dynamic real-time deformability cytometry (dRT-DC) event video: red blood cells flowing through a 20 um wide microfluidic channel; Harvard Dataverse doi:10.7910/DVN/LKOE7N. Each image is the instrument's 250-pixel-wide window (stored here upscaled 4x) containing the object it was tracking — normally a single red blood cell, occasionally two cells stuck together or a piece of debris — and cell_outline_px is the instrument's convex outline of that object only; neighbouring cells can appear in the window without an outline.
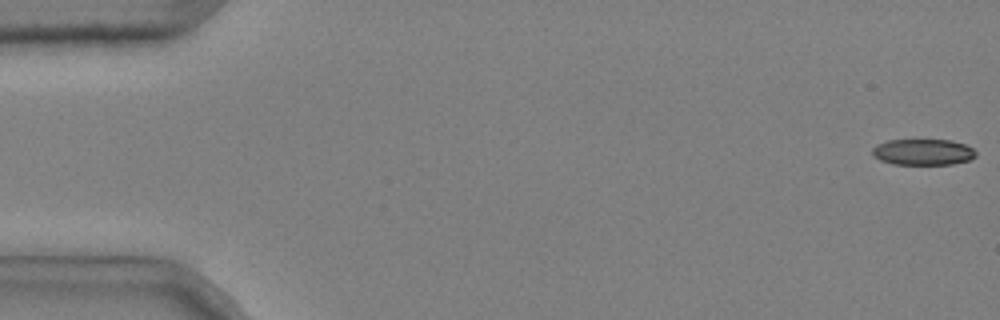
{"species": "common noctule bat (a hibernating species)", "species_latin": "Nyctalus noctula", "temperature_condition": "cold", "stored_images_in_passage": 9, "camera_frame_rate_fps": 3000, "um_per_image_px": 0.085, "animal": {"sex": "male", "body_mass_g": 20.4}, "frame": {"image": 1, "passage_image": 1, "time_ms": 0.0, "image_size_px": [1000, 320], "cell_outline_px": [[976, 156], [972, 160], [952, 164], [892, 164], [880, 160], [872, 156], [872, 148], [876, 144], [888, 140], [952, 140], [964, 144], [972, 148], [976, 152]], "centroid_in_image_um": [78.45, 12.92], "position_along_channel_um": 6.5, "area_um2": 15.9}}